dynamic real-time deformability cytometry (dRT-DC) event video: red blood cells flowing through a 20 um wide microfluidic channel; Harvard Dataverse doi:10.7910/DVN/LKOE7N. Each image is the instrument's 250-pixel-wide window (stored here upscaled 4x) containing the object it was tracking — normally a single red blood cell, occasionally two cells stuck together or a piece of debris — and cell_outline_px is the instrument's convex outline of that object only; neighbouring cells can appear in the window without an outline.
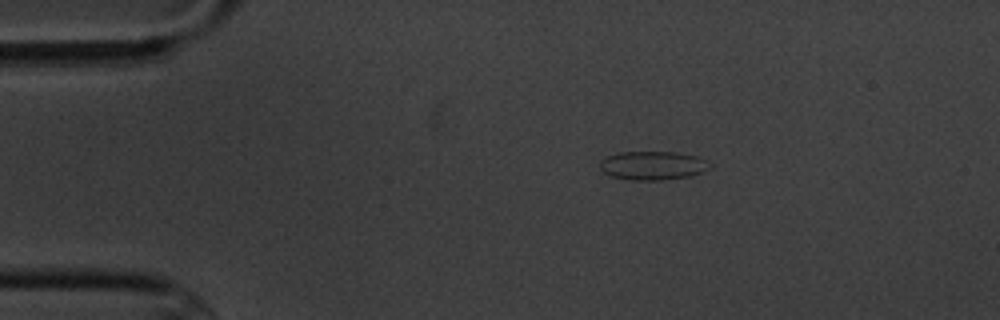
{"species": "common noctule bat (a hibernating species)", "species_latin": "Nyctalus noctula", "temperature_condition": "cold", "stored_images_in_passage": 6, "camera_frame_rate_fps": 3000, "um_per_image_px": 0.085, "animal": {"sex": "male", "body_mass_g": 20.1, "forearm_length_mm": 53.5}, "frame": {"image": 1, "passage_image": 1, "time_ms": 0.0, "image_size_px": [1000, 320], "cell_outline_px": [[712, 168], [692, 176], [664, 180], [628, 180], [612, 176], [604, 172], [600, 168], [600, 160], [616, 152], [672, 152], [696, 156], [712, 164]], "centroid_in_image_um": [55.49, 14.08], "position_along_channel_um": 29.5, "area_um2": 18.5}}
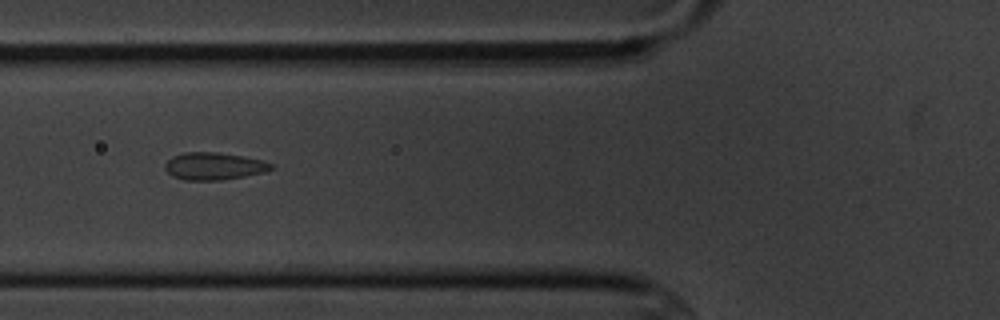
{"frame": {"image": 2, "passage_image": 4, "time_ms": 3.667, "image_size_px": [1000, 320], "cell_outline_px": [[276, 168], [264, 172], [244, 176], [220, 180], [184, 180], [172, 176], [164, 168], [164, 164], [172, 156], [184, 152], [216, 152], [244, 156], [264, 160], [272, 164]], "centroid_in_image_um": [18.19, 14.11], "position_along_channel_um": 107.6, "area_um2": 17.05}}
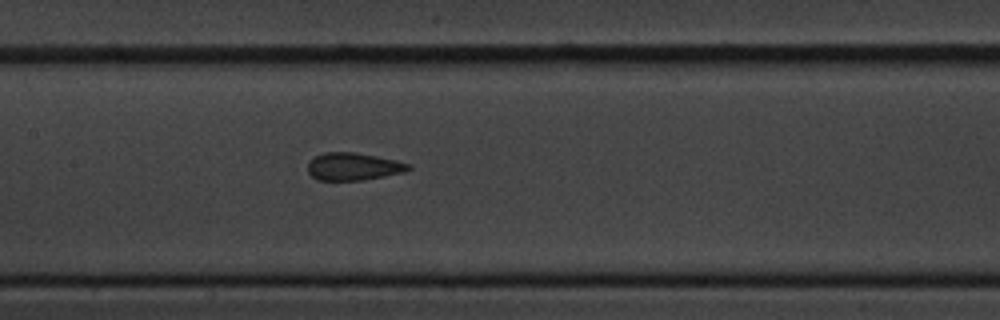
{"frame": {"image": 3, "passage_image": 6, "time_ms": 5.667, "image_size_px": [1000, 320], "cell_outline_px": [[412, 168], [404, 172], [364, 180], [316, 180], [308, 172], [308, 164], [316, 156], [324, 152], [356, 152], [396, 160], [412, 164]], "centroid_in_image_um": [30.06, 14.15], "position_along_channel_um": 177.3, "area_um2": 16.18}}